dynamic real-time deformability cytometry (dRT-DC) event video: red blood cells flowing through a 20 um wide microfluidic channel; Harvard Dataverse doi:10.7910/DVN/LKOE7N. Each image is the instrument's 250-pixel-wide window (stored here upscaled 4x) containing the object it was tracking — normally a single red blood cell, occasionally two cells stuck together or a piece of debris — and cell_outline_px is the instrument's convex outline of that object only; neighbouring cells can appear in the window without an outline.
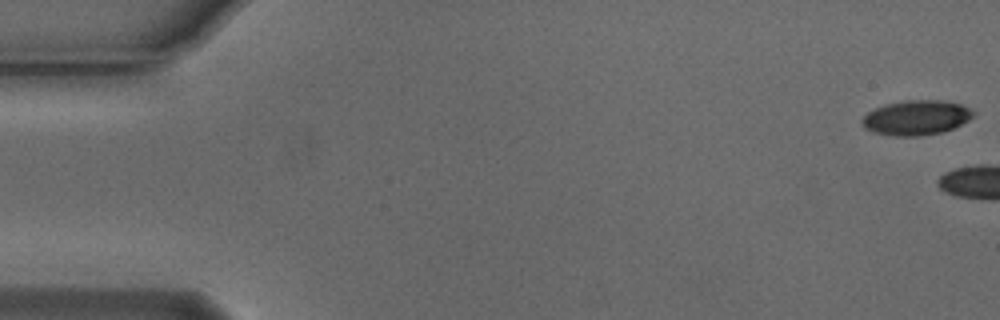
{"species": "Egyptian fruit bat (a non-hibernating species)", "species_latin": "Rousettus aegyptiacus", "temperature_condition": "cold", "stored_images_in_passage": 4, "camera_frame_rate_fps": 3000, "um_per_image_px": 0.085, "animal": {"sex": "male"}, "frame": {"image": 1, "passage_image": 1, "time_ms": 0.0, "image_size_px": [1000, 320], "cell_outline_px": [[976, 112], [968, 120], [952, 128], [940, 132], [920, 136], [896, 136], [872, 132], [864, 128], [860, 120], [868, 112], [884, 104], [904, 100], [944, 100], [960, 104]], "centroid_in_image_um": [77.84, 9.99], "position_along_channel_um": 7.2, "area_um2": 22.48}}